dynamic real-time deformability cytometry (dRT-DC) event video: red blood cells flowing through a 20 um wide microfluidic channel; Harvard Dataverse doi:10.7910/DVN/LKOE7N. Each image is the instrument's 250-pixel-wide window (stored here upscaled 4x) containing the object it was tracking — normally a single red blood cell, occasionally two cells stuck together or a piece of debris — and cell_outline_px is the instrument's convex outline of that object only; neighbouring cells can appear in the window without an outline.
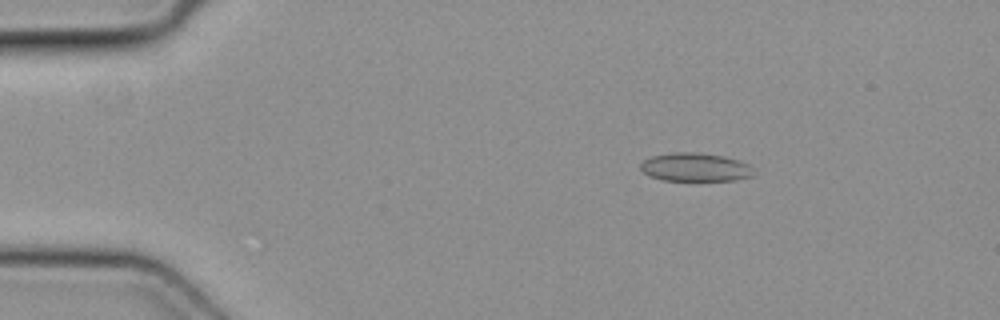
{"species": "common noctule bat (a hibernating species)", "species_latin": "Nyctalus noctula", "temperature_condition": "cold", "stored_images_in_passage": 15, "camera_frame_rate_fps": 3000, "um_per_image_px": 0.085, "animal": {"sex": "female", "body_mass_g": 19.3, "forearm_length_mm": 54.1}, "frame": {"image": 1, "passage_image": 8, "time_ms": 2.333, "image_size_px": [1000, 320], "cell_outline_px": [[756, 172], [752, 176], [736, 180], [688, 184], [664, 180], [648, 176], [640, 168], [640, 164], [644, 160], [652, 156], [672, 152], [700, 152], [724, 156], [740, 160], [748, 164]], "centroid_in_image_um": [59.12, 14.26], "position_along_channel_um": 25.9, "area_um2": 19.94}}
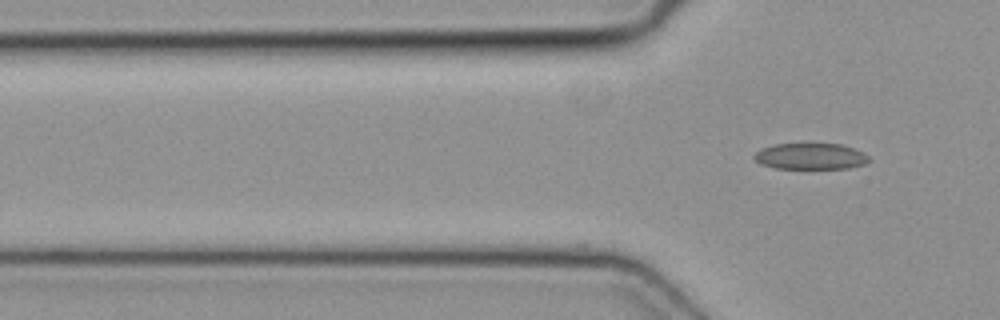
{"frame": {"image": 2, "passage_image": 15, "time_ms": 4.667, "image_size_px": [1000, 320], "cell_outline_px": [[868, 160], [864, 164], [848, 168], [776, 168], [760, 164], [752, 156], [760, 148], [776, 144], [840, 144], [864, 152], [868, 156]], "centroid_in_image_um": [68.86, 13.28], "position_along_channel_um": 56.9, "area_um2": 17.34}}